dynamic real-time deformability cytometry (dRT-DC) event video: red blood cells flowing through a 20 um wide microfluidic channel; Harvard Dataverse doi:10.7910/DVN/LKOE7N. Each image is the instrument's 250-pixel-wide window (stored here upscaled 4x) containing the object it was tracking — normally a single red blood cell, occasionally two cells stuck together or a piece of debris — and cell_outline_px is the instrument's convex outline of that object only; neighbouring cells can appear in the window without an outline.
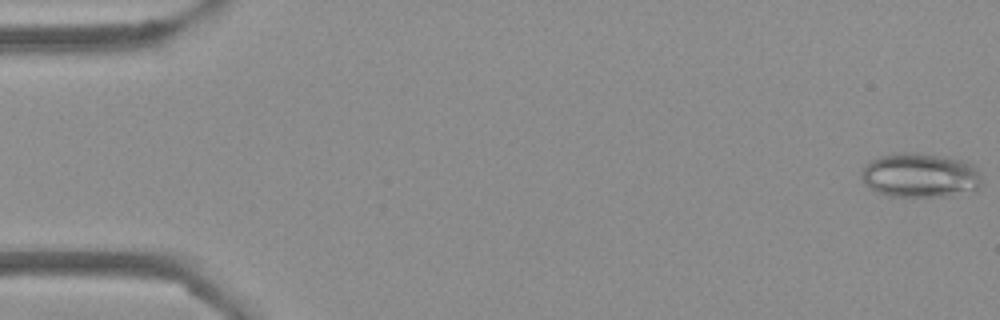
{"species": "Egyptian fruit bat (a non-hibernating species)", "species_latin": "Rousettus aegyptiacus", "temperature_condition": "cold", "stored_images_in_passage": 53, "camera_frame_rate_fps": 3000, "um_per_image_px": 0.085, "frame": {"image": 1, "passage_image": 1, "time_ms": 0.0, "image_size_px": [1000, 320], "cell_outline_px": [[980, 184], [976, 192], [948, 196], [888, 196], [876, 192], [868, 188], [864, 184], [860, 176], [868, 160], [880, 156], [896, 152], [916, 152], [944, 156], [960, 160], [972, 164], [976, 168], [980, 176]], "centroid_in_image_um": [78.18, 14.9], "position_along_channel_um": 6.8, "area_um2": 31.62}}
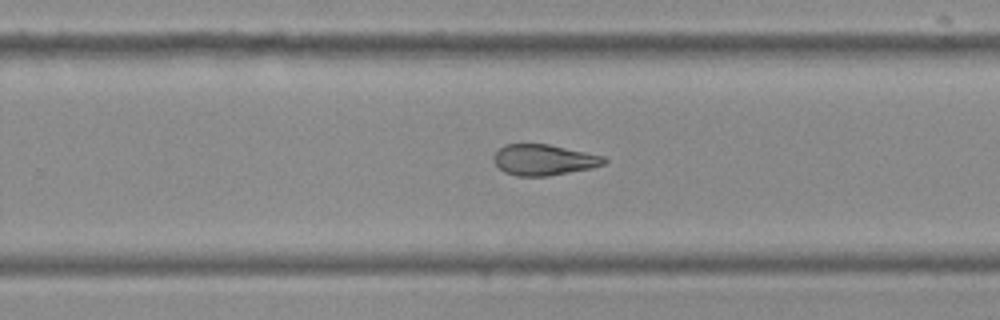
{"frame": {"image": 2, "passage_image": 34, "time_ms": 11.0, "image_size_px": [1000, 320], "cell_outline_px": [[608, 160], [604, 164], [592, 168], [548, 176], [516, 176], [504, 172], [492, 160], [492, 156], [504, 144], [548, 144], [604, 156]], "centroid_in_image_um": [46.21, 13.59], "position_along_channel_um": 283.6, "area_um2": 19.88}}
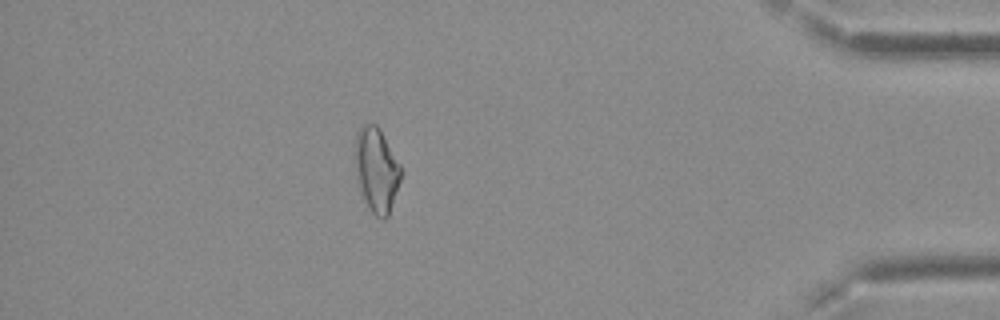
{"frame": {"image": 3, "passage_image": 47, "time_ms": 15.333, "image_size_px": [1000, 320], "cell_outline_px": [[404, 172], [388, 216], [384, 220], [380, 220], [372, 212], [364, 200], [356, 176], [356, 132], [360, 124], [376, 124], [380, 128], [400, 164]], "centroid_in_image_um": [32.03, 14.44], "position_along_channel_um": 403.2, "area_um2": 22.72}, "authors_computed_cell_mechanics": {"area_um2": 22.7154, "velocity_mm_per_s": 3.802, "shape_relaxation_time_tau1_ms": null, "shape_relaxation_time_tau2_ms": 5.041, "deformation_change_tau1": null, "deformation_change_tau2": 0.1331}}